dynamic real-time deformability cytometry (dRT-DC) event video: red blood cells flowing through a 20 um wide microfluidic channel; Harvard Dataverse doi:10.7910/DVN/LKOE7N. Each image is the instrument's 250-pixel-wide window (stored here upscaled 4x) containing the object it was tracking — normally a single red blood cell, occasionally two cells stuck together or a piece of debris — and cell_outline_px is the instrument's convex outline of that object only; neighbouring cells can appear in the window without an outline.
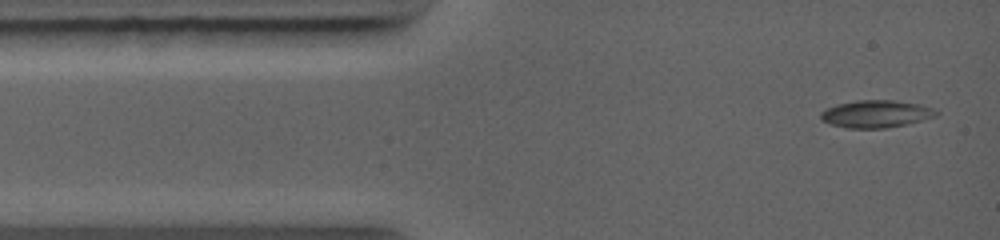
{"species": "common noctule bat (a hibernating species)", "species_latin": "Nyctalus noctula", "temperature_condition": "warm", "stored_images_in_passage": 62, "camera_frame_rate_fps": 5000, "um_per_image_px": 0.085, "animal": {"sex": "female", "body_mass_g": 19.0, "forearm_length_mm": 56.7}, "frame": {"image": 1, "passage_image": 1, "time_ms": 0.0, "image_size_px": [1000, 240], "cell_outline_px": [[936, 112], [928, 116], [904, 124], [880, 128], [852, 128], [832, 124], [824, 120], [820, 116], [820, 112], [828, 108], [840, 104], [860, 100], [892, 100], [916, 104], [928, 108]], "centroid_in_image_um": [74.32, 9.67], "position_along_channel_um": 10.7, "area_um2": 17.17}}
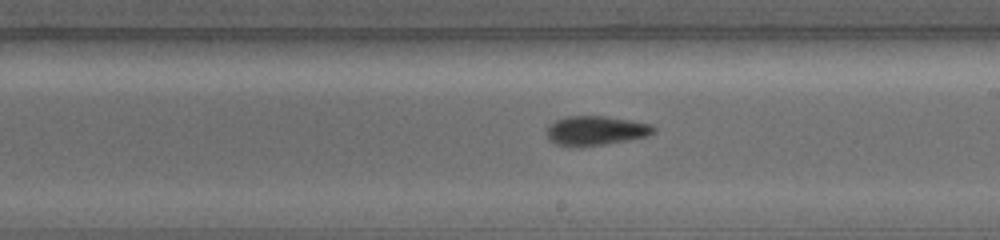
{"frame": {"image": 2, "passage_image": 26, "time_ms": 6.0, "image_size_px": [1000, 240], "cell_outline_px": [[656, 132], [648, 136], [604, 144], [580, 148], [572, 148], [556, 144], [548, 140], [548, 128], [556, 120], [568, 116], [604, 116], [652, 124], [656, 128]], "centroid_in_image_um": [50.65, 11.13], "position_along_channel_um": 238.4, "area_um2": 18.38}}
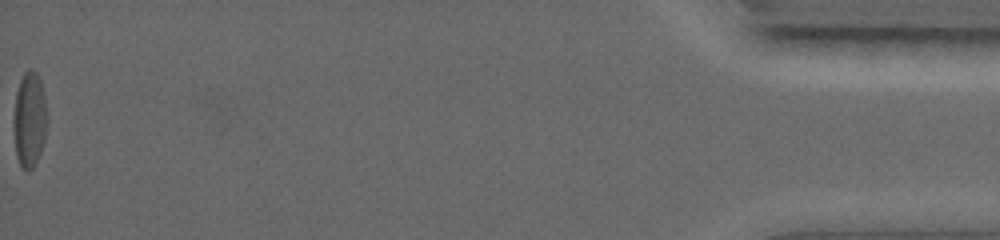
{"frame": {"image": 3, "passage_image": 62, "time_ms": 13.2, "image_size_px": [1000, 240], "cell_outline_px": [[44, 140], [40, 152], [32, 168], [28, 172], [24, 172], [16, 156], [12, 120], [16, 92], [20, 80], [24, 72], [28, 68], [32, 68], [36, 72], [40, 80], [44, 96]], "centroid_in_image_um": [2.44, 10.16], "position_along_channel_um": 432.8, "area_um2": 18.32}}